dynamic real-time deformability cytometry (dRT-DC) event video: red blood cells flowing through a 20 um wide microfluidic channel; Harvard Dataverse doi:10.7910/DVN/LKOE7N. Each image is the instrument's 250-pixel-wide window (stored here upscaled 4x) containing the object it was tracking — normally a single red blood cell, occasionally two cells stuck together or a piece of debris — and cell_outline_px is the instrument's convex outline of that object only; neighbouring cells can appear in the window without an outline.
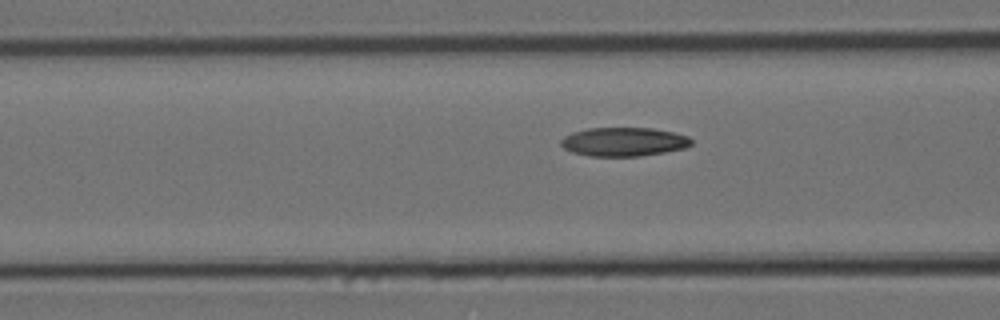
{"species": "Egyptian fruit bat (a non-hibernating species)", "species_latin": "Rousettus aegyptiacus", "temperature_condition": "cold", "stored_images_in_passage": 19, "camera_frame_rate_fps": 3000, "um_per_image_px": 0.085, "animal": {"sex": "female"}, "frame": {"image": 1, "passage_image": 16, "time_ms": 5.0, "image_size_px": [1000, 320], "cell_outline_px": [[692, 144], [684, 148], [664, 152], [640, 156], [588, 156], [572, 152], [564, 148], [560, 144], [560, 140], [564, 136], [572, 132], [588, 128], [652, 128], [672, 132], [688, 136], [692, 140]], "centroid_in_image_um": [52.99, 12.05], "position_along_channel_um": 113.6, "area_um2": 21.91}}